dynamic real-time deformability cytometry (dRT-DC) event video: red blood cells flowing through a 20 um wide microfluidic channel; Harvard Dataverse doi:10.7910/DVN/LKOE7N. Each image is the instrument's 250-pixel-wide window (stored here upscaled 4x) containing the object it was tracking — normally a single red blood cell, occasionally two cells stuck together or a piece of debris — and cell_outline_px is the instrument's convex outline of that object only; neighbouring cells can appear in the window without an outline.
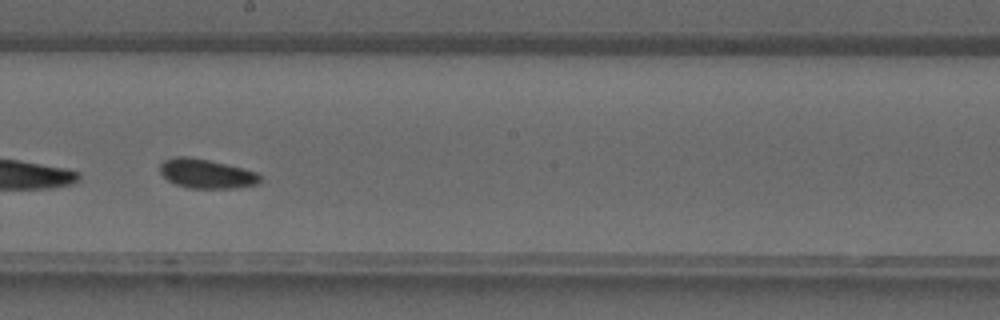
{"species": "common noctule bat (a hibernating species)", "species_latin": "Nyctalus noctula", "temperature_condition": "warm", "stored_images_in_passage": 31, "camera_frame_rate_fps": 3000, "um_per_image_px": 0.085, "animal": {"sex": "male", "forearm_length_mm": 52.5}, "frame": {"image": 1, "passage_image": 14, "time_ms": 4.333, "image_size_px": [1000, 320], "cell_outline_px": [[260, 184], [236, 188], [192, 188], [176, 184], [168, 180], [160, 172], [160, 164], [164, 160], [176, 156], [188, 156], [208, 160], [256, 172], [260, 176]], "centroid_in_image_um": [17.54, 14.77], "position_along_channel_um": 230.7, "area_um2": 16.88}}